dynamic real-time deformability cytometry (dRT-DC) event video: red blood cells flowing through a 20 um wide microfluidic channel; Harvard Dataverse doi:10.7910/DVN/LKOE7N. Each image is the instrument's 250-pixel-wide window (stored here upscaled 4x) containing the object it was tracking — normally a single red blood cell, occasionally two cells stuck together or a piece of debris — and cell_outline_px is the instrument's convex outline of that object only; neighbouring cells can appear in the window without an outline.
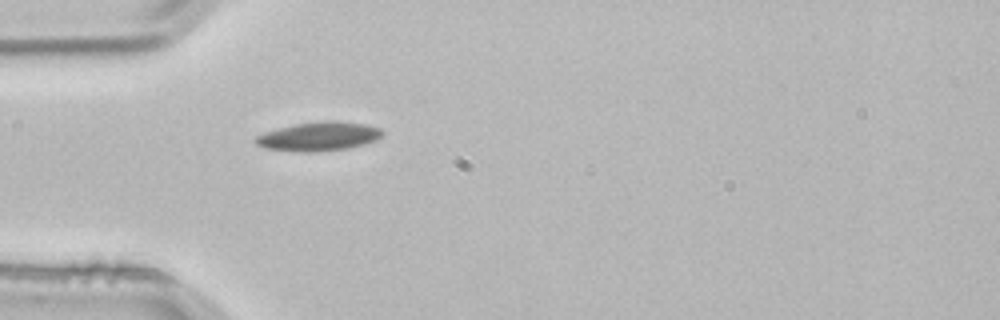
{"species": "common noctule bat (a hibernating species)", "species_latin": "Nyctalus noctula", "temperature_condition": "room temperature", "stored_images_in_passage": 3, "camera_frame_rate_fps": 3000, "um_per_image_px": 0.085, "animal": {"sex": "male", "body_mass_g": 21.5, "forearm_length_mm": 52.0}, "frame": {"image": 1, "passage_image": 3, "time_ms": 0.667, "image_size_px": [1000, 320], "cell_outline_px": [[384, 132], [376, 140], [364, 144], [344, 148], [312, 152], [304, 152], [264, 148], [256, 144], [252, 140], [256, 136], [264, 132], [292, 124], [324, 120], [336, 120], [368, 124], [380, 128]], "centroid_in_image_um": [27.07, 11.57], "position_along_channel_um": 57.9, "area_um2": 21.5}}